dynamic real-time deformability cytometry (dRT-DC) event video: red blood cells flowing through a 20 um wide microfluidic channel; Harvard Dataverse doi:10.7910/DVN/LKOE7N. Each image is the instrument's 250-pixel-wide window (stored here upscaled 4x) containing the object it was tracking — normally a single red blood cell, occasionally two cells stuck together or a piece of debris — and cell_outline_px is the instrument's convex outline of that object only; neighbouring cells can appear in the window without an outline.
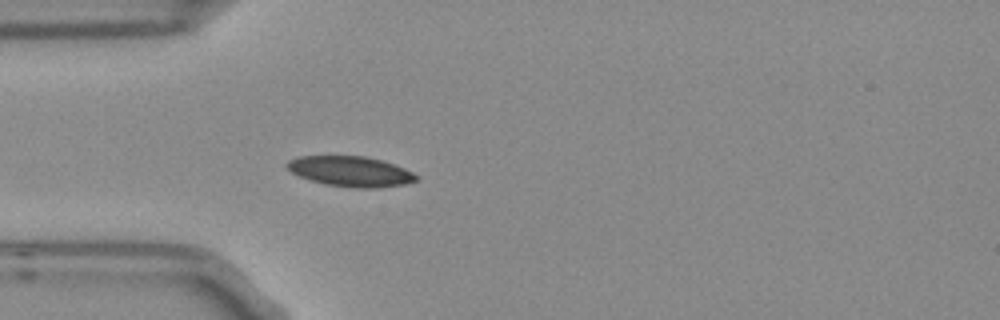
{"species": "Egyptian fruit bat (a non-hibernating species)", "species_latin": "Rousettus aegyptiacus", "temperature_condition": "room temperature", "stored_images_in_passage": 3, "camera_frame_rate_fps": 3000, "um_per_image_px": 0.085, "frame": {"image": 1, "passage_image": 3, "time_ms": 0.667, "image_size_px": [1000, 320], "cell_outline_px": [[420, 176], [416, 180], [404, 184], [380, 188], [352, 188], [324, 184], [308, 180], [284, 168], [284, 164], [288, 160], [296, 156], [364, 156], [380, 160], [404, 168]], "centroid_in_image_um": [29.74, 14.57], "position_along_channel_um": 55.3, "area_um2": 23.0}}